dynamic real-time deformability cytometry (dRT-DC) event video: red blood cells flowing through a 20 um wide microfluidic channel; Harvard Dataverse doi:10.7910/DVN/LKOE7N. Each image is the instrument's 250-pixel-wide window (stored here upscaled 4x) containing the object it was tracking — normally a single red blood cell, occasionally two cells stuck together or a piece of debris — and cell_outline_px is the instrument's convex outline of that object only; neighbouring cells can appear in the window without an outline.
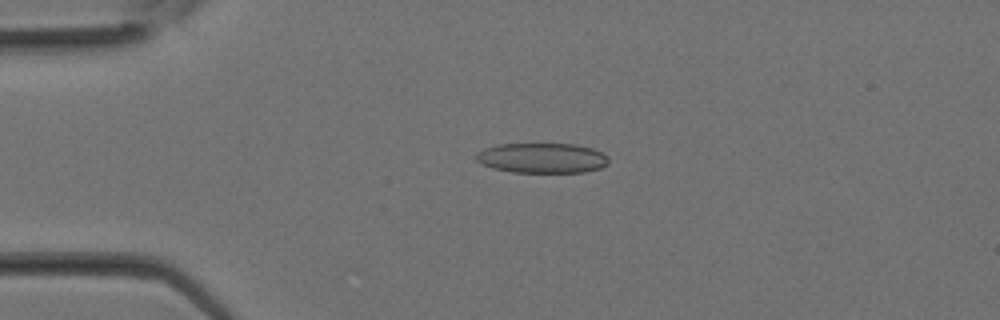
{"species": "Egyptian fruit bat (a non-hibernating species)", "species_latin": "Rousettus aegyptiacus", "temperature_condition": "room temperature", "stored_images_in_passage": 18, "camera_frame_rate_fps": 3000, "um_per_image_px": 0.085, "animal": {"sex": "female"}, "frame": {"image": 1, "passage_image": 7, "time_ms": 2.0, "image_size_px": [1000, 320], "cell_outline_px": [[608, 164], [600, 168], [584, 172], [512, 172], [492, 168], [480, 164], [476, 160], [476, 152], [484, 148], [496, 144], [576, 144], [592, 148], [604, 152], [608, 156]], "centroid_in_image_um": [46.07, 13.42], "position_along_channel_um": 38.9, "area_um2": 23.47}}
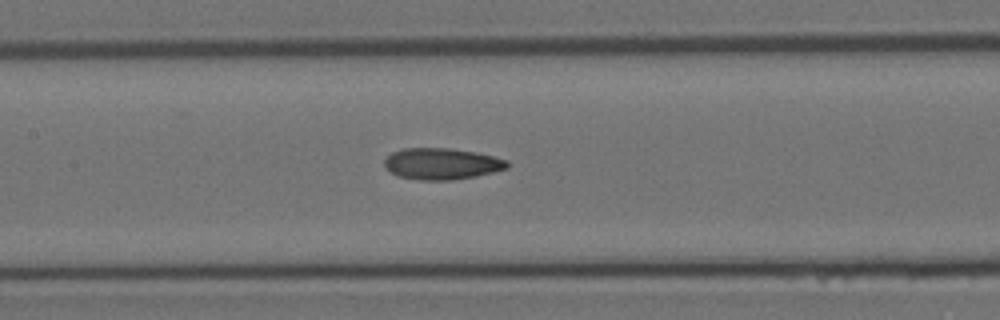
{"frame": {"image": 2, "passage_image": 14, "time_ms": 4.333, "image_size_px": [1000, 320], "cell_outline_px": [[508, 168], [476, 176], [452, 180], [420, 180], [396, 176], [384, 168], [384, 160], [392, 152], [404, 148], [452, 148], [476, 152], [508, 160]], "centroid_in_image_um": [37.51, 13.92], "position_along_channel_um": 169.9, "area_um2": 22.6}}
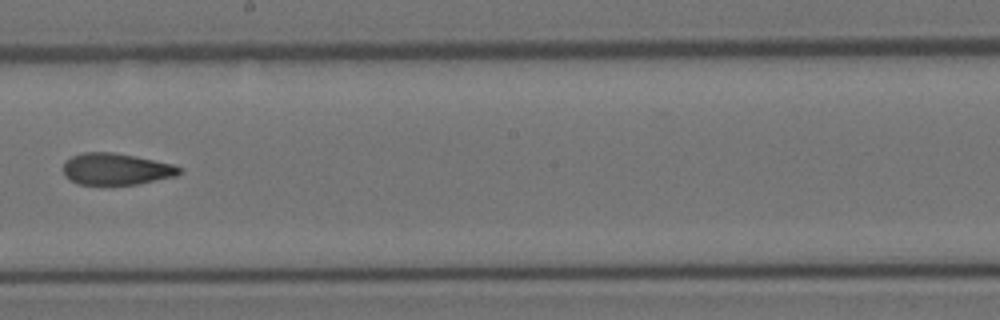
{"frame": {"image": 3, "passage_image": 17, "time_ms": 5.333, "image_size_px": [1000, 320], "cell_outline_px": [[184, 168], [176, 176], [136, 184], [76, 184], [64, 176], [64, 164], [72, 156], [84, 152], [112, 152], [136, 156], [172, 164]], "centroid_in_image_um": [9.88, 14.37], "position_along_channel_um": 238.3, "area_um2": 21.27}}